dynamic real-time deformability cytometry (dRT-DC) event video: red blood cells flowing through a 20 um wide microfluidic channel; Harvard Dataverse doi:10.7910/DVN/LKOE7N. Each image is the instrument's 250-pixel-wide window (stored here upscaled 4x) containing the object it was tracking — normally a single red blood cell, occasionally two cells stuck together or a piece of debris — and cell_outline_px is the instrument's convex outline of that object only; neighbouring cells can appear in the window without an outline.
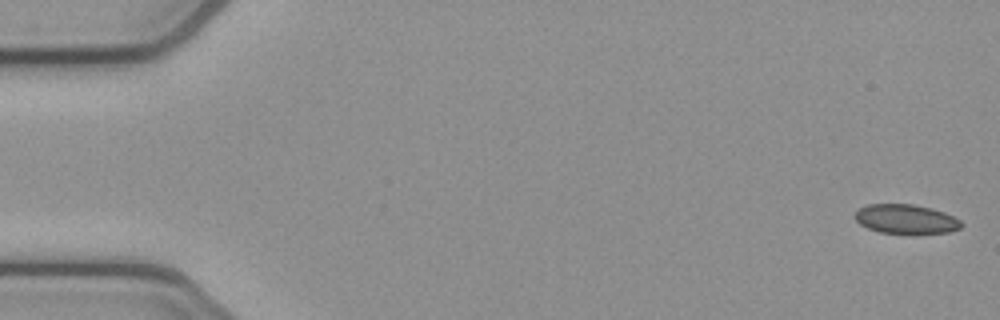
{"species": "common noctule bat (a hibernating species)", "species_latin": "Nyctalus noctula", "temperature_condition": "cold", "stored_images_in_passage": 2, "segment_of_instrument_passage": [2, 2], "camera_frame_rate_fps": 3000, "um_per_image_px": 0.085, "animal": {"sex": "female", "body_mass_g": 21.9}, "frame": {"image": 1, "passage_image": 2, "time_ms": 0.333, "image_size_px": [1000, 320], "cell_outline_px": [[964, 224], [960, 228], [948, 232], [880, 232], [868, 228], [860, 224], [852, 216], [860, 208], [868, 204], [912, 204], [932, 208], [944, 212], [960, 220]], "centroid_in_image_um": [76.98, 18.59], "position_along_channel_um": 8.0, "area_um2": 17.8}}